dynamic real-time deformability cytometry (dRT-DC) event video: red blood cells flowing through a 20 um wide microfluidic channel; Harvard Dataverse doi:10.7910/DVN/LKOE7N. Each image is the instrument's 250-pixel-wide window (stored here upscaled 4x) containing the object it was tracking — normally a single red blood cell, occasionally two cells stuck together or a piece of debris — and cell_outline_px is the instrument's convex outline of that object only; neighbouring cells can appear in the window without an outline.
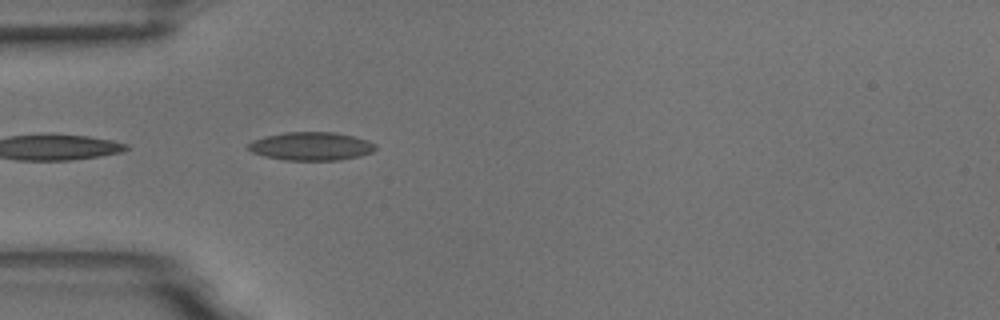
{"species": "common noctule bat (a hibernating species)", "species_latin": "Nyctalus noctula", "temperature_condition": "room temperature", "stored_images_in_passage": 5, "camera_frame_rate_fps": 3000, "um_per_image_px": 0.085, "animal": {"sex": "male", "body_mass_g": 18.8}, "frame": {"image": 1, "passage_image": 5, "time_ms": 1.333, "image_size_px": [1000, 320], "cell_outline_px": [[376, 148], [372, 152], [360, 156], [340, 160], [284, 160], [264, 156], [252, 152], [248, 148], [248, 144], [252, 140], [264, 136], [284, 132], [336, 132], [368, 140], [376, 144]], "centroid_in_image_um": [26.45, 12.43], "position_along_channel_um": 58.6, "area_um2": 21.1}}